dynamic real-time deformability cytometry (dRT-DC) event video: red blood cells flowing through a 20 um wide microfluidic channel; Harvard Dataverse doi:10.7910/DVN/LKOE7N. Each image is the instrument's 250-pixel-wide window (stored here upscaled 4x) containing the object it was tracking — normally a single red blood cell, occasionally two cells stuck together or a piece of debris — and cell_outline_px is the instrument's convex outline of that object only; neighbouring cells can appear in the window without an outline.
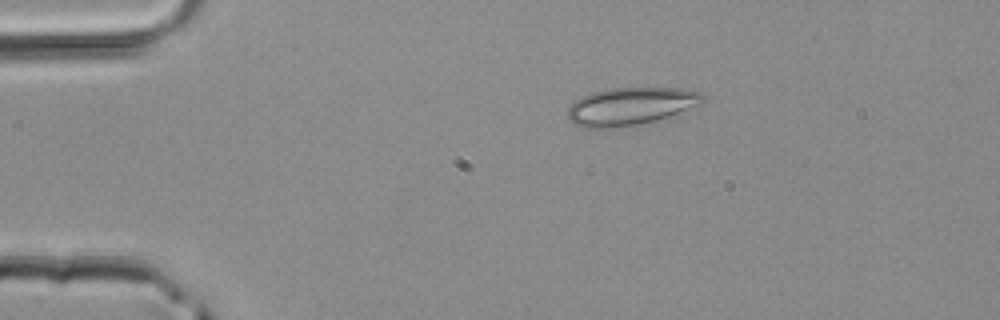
{"species": "common noctule bat (a hibernating species)", "species_latin": "Nyctalus noctula", "temperature_condition": "room temperature", "stored_images_in_passage": 2, "camera_frame_rate_fps": 3000, "um_per_image_px": 0.085, "animal": {"sex": "male", "body_mass_g": 20.4}, "frame": {"image": 1, "passage_image": 1, "time_ms": 0.0, "image_size_px": [1000, 320], "cell_outline_px": [[704, 104], [656, 120], [640, 124], [612, 128], [584, 128], [572, 124], [568, 120], [568, 108], [580, 96], [592, 92], [608, 88], [680, 88], [700, 92], [704, 96]], "centroid_in_image_um": [53.58, 9.03], "position_along_channel_um": 31.4, "area_um2": 29.88}}